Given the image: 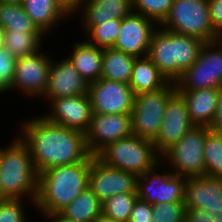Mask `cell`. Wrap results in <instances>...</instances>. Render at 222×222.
Masks as SVG:
<instances>
[{"label":"cell","instance_id":"6da1fadb","mask_svg":"<svg viewBox=\"0 0 222 222\" xmlns=\"http://www.w3.org/2000/svg\"><path fill=\"white\" fill-rule=\"evenodd\" d=\"M19 124V136L28 145L37 174L53 167L90 162L85 133L36 116ZM22 129V130H21Z\"/></svg>","mask_w":222,"mask_h":222},{"label":"cell","instance_id":"7a4b0ae2","mask_svg":"<svg viewBox=\"0 0 222 222\" xmlns=\"http://www.w3.org/2000/svg\"><path fill=\"white\" fill-rule=\"evenodd\" d=\"M90 162L50 168L38 174L35 210L41 216L61 212L88 188Z\"/></svg>","mask_w":222,"mask_h":222},{"label":"cell","instance_id":"3957f363","mask_svg":"<svg viewBox=\"0 0 222 222\" xmlns=\"http://www.w3.org/2000/svg\"><path fill=\"white\" fill-rule=\"evenodd\" d=\"M205 41L168 31L160 25L153 31L148 57L169 82H176L198 59Z\"/></svg>","mask_w":222,"mask_h":222},{"label":"cell","instance_id":"277c9868","mask_svg":"<svg viewBox=\"0 0 222 222\" xmlns=\"http://www.w3.org/2000/svg\"><path fill=\"white\" fill-rule=\"evenodd\" d=\"M12 141L7 147L0 148L3 192L9 199H29L32 202L30 205L35 207L38 174L33 165L30 149L19 135Z\"/></svg>","mask_w":222,"mask_h":222},{"label":"cell","instance_id":"5b68a950","mask_svg":"<svg viewBox=\"0 0 222 222\" xmlns=\"http://www.w3.org/2000/svg\"><path fill=\"white\" fill-rule=\"evenodd\" d=\"M96 157L107 166L137 176L143 175L161 162V156L153 142L133 134L108 144Z\"/></svg>","mask_w":222,"mask_h":222},{"label":"cell","instance_id":"8992f818","mask_svg":"<svg viewBox=\"0 0 222 222\" xmlns=\"http://www.w3.org/2000/svg\"><path fill=\"white\" fill-rule=\"evenodd\" d=\"M160 26L205 42L221 38L211 23L208 0H173L170 13Z\"/></svg>","mask_w":222,"mask_h":222},{"label":"cell","instance_id":"52a82bcc","mask_svg":"<svg viewBox=\"0 0 222 222\" xmlns=\"http://www.w3.org/2000/svg\"><path fill=\"white\" fill-rule=\"evenodd\" d=\"M209 131L207 126H194L161 156V162L165 167L168 164L167 169L174 174L185 178L206 175L204 144Z\"/></svg>","mask_w":222,"mask_h":222},{"label":"cell","instance_id":"ba28073f","mask_svg":"<svg viewBox=\"0 0 222 222\" xmlns=\"http://www.w3.org/2000/svg\"><path fill=\"white\" fill-rule=\"evenodd\" d=\"M177 91L176 84L152 92L134 95L131 115L132 134L154 141L160 131L168 99Z\"/></svg>","mask_w":222,"mask_h":222},{"label":"cell","instance_id":"9c48e42d","mask_svg":"<svg viewBox=\"0 0 222 222\" xmlns=\"http://www.w3.org/2000/svg\"><path fill=\"white\" fill-rule=\"evenodd\" d=\"M175 84L177 90L222 88V37L205 42L198 59Z\"/></svg>","mask_w":222,"mask_h":222},{"label":"cell","instance_id":"30bf717a","mask_svg":"<svg viewBox=\"0 0 222 222\" xmlns=\"http://www.w3.org/2000/svg\"><path fill=\"white\" fill-rule=\"evenodd\" d=\"M164 168V163L159 162L153 169L138 176L136 191L138 198L150 205L183 203L184 185L187 178Z\"/></svg>","mask_w":222,"mask_h":222},{"label":"cell","instance_id":"8fae6325","mask_svg":"<svg viewBox=\"0 0 222 222\" xmlns=\"http://www.w3.org/2000/svg\"><path fill=\"white\" fill-rule=\"evenodd\" d=\"M43 49L16 59L14 79L8 92L18 91L25 98L27 96L28 100L33 97L39 100L42 98L47 89L48 74L53 60L48 51Z\"/></svg>","mask_w":222,"mask_h":222},{"label":"cell","instance_id":"7c38bea8","mask_svg":"<svg viewBox=\"0 0 222 222\" xmlns=\"http://www.w3.org/2000/svg\"><path fill=\"white\" fill-rule=\"evenodd\" d=\"M137 178L136 174L107 166L94 156L91 159L88 188L103 203L115 195L137 193Z\"/></svg>","mask_w":222,"mask_h":222},{"label":"cell","instance_id":"4fadbf2b","mask_svg":"<svg viewBox=\"0 0 222 222\" xmlns=\"http://www.w3.org/2000/svg\"><path fill=\"white\" fill-rule=\"evenodd\" d=\"M92 113L130 114L134 93L129 84L99 78L89 84Z\"/></svg>","mask_w":222,"mask_h":222},{"label":"cell","instance_id":"5bb4252c","mask_svg":"<svg viewBox=\"0 0 222 222\" xmlns=\"http://www.w3.org/2000/svg\"><path fill=\"white\" fill-rule=\"evenodd\" d=\"M183 204L186 209H202L214 220L222 222V178L202 175L187 178Z\"/></svg>","mask_w":222,"mask_h":222},{"label":"cell","instance_id":"9a60e30c","mask_svg":"<svg viewBox=\"0 0 222 222\" xmlns=\"http://www.w3.org/2000/svg\"><path fill=\"white\" fill-rule=\"evenodd\" d=\"M194 126L185 99L176 91L168 99L160 131L153 141L157 153L162 156Z\"/></svg>","mask_w":222,"mask_h":222},{"label":"cell","instance_id":"2e32d148","mask_svg":"<svg viewBox=\"0 0 222 222\" xmlns=\"http://www.w3.org/2000/svg\"><path fill=\"white\" fill-rule=\"evenodd\" d=\"M132 135L130 114L92 113L90 127L85 133L86 145L91 155L96 156L112 142Z\"/></svg>","mask_w":222,"mask_h":222},{"label":"cell","instance_id":"e0dca14e","mask_svg":"<svg viewBox=\"0 0 222 222\" xmlns=\"http://www.w3.org/2000/svg\"><path fill=\"white\" fill-rule=\"evenodd\" d=\"M50 104L47 121L86 133L90 127L92 106L89 94L45 100Z\"/></svg>","mask_w":222,"mask_h":222},{"label":"cell","instance_id":"ac0fdd59","mask_svg":"<svg viewBox=\"0 0 222 222\" xmlns=\"http://www.w3.org/2000/svg\"><path fill=\"white\" fill-rule=\"evenodd\" d=\"M158 25L151 19L132 12L121 19L113 49L138 57L148 56L151 36Z\"/></svg>","mask_w":222,"mask_h":222},{"label":"cell","instance_id":"d6986e66","mask_svg":"<svg viewBox=\"0 0 222 222\" xmlns=\"http://www.w3.org/2000/svg\"><path fill=\"white\" fill-rule=\"evenodd\" d=\"M54 60L48 74L47 89L42 96L44 100L87 94L89 83L74 68L70 60L66 56L58 62Z\"/></svg>","mask_w":222,"mask_h":222},{"label":"cell","instance_id":"ffe728a7","mask_svg":"<svg viewBox=\"0 0 222 222\" xmlns=\"http://www.w3.org/2000/svg\"><path fill=\"white\" fill-rule=\"evenodd\" d=\"M132 12V0H82L80 6L73 12L72 18L80 13L79 23L82 25L83 33L86 34L95 25L112 19H122Z\"/></svg>","mask_w":222,"mask_h":222},{"label":"cell","instance_id":"44dd1931","mask_svg":"<svg viewBox=\"0 0 222 222\" xmlns=\"http://www.w3.org/2000/svg\"><path fill=\"white\" fill-rule=\"evenodd\" d=\"M185 99L188 114L195 126H207L214 119L220 88L177 90Z\"/></svg>","mask_w":222,"mask_h":222},{"label":"cell","instance_id":"7402d4cb","mask_svg":"<svg viewBox=\"0 0 222 222\" xmlns=\"http://www.w3.org/2000/svg\"><path fill=\"white\" fill-rule=\"evenodd\" d=\"M22 5L32 22L47 37L63 19L72 18V14L59 0H24Z\"/></svg>","mask_w":222,"mask_h":222},{"label":"cell","instance_id":"603a6c76","mask_svg":"<svg viewBox=\"0 0 222 222\" xmlns=\"http://www.w3.org/2000/svg\"><path fill=\"white\" fill-rule=\"evenodd\" d=\"M72 52L67 58L74 68L87 81L92 83L101 78L103 49L86 40L72 43Z\"/></svg>","mask_w":222,"mask_h":222},{"label":"cell","instance_id":"cb8c5ba5","mask_svg":"<svg viewBox=\"0 0 222 222\" xmlns=\"http://www.w3.org/2000/svg\"><path fill=\"white\" fill-rule=\"evenodd\" d=\"M168 83L167 78L148 56L135 59L129 83L134 95L157 91Z\"/></svg>","mask_w":222,"mask_h":222},{"label":"cell","instance_id":"d4e9b609","mask_svg":"<svg viewBox=\"0 0 222 222\" xmlns=\"http://www.w3.org/2000/svg\"><path fill=\"white\" fill-rule=\"evenodd\" d=\"M135 59L113 48L103 49L101 78L129 84Z\"/></svg>","mask_w":222,"mask_h":222},{"label":"cell","instance_id":"484cf974","mask_svg":"<svg viewBox=\"0 0 222 222\" xmlns=\"http://www.w3.org/2000/svg\"><path fill=\"white\" fill-rule=\"evenodd\" d=\"M46 35L42 31L5 30V46L16 59L34 54L43 47Z\"/></svg>","mask_w":222,"mask_h":222},{"label":"cell","instance_id":"4316f807","mask_svg":"<svg viewBox=\"0 0 222 222\" xmlns=\"http://www.w3.org/2000/svg\"><path fill=\"white\" fill-rule=\"evenodd\" d=\"M102 207L103 203L87 188L59 213L77 222H92L102 214Z\"/></svg>","mask_w":222,"mask_h":222},{"label":"cell","instance_id":"83f0119b","mask_svg":"<svg viewBox=\"0 0 222 222\" xmlns=\"http://www.w3.org/2000/svg\"><path fill=\"white\" fill-rule=\"evenodd\" d=\"M0 26L4 30L41 31L25 12L23 5L0 2Z\"/></svg>","mask_w":222,"mask_h":222},{"label":"cell","instance_id":"f1b7e54d","mask_svg":"<svg viewBox=\"0 0 222 222\" xmlns=\"http://www.w3.org/2000/svg\"><path fill=\"white\" fill-rule=\"evenodd\" d=\"M206 175L222 178V133L209 131L204 144Z\"/></svg>","mask_w":222,"mask_h":222},{"label":"cell","instance_id":"f546056e","mask_svg":"<svg viewBox=\"0 0 222 222\" xmlns=\"http://www.w3.org/2000/svg\"><path fill=\"white\" fill-rule=\"evenodd\" d=\"M137 193L115 195L103 202L102 213L114 222H129Z\"/></svg>","mask_w":222,"mask_h":222},{"label":"cell","instance_id":"4dcf8cb0","mask_svg":"<svg viewBox=\"0 0 222 222\" xmlns=\"http://www.w3.org/2000/svg\"><path fill=\"white\" fill-rule=\"evenodd\" d=\"M121 26V19L108 20L93 26L86 34V41L98 48H113Z\"/></svg>","mask_w":222,"mask_h":222},{"label":"cell","instance_id":"1f68e13d","mask_svg":"<svg viewBox=\"0 0 222 222\" xmlns=\"http://www.w3.org/2000/svg\"><path fill=\"white\" fill-rule=\"evenodd\" d=\"M133 12L161 25L170 13L173 0H132Z\"/></svg>","mask_w":222,"mask_h":222},{"label":"cell","instance_id":"d6a6232c","mask_svg":"<svg viewBox=\"0 0 222 222\" xmlns=\"http://www.w3.org/2000/svg\"><path fill=\"white\" fill-rule=\"evenodd\" d=\"M153 222H185L186 208L183 203L152 205Z\"/></svg>","mask_w":222,"mask_h":222},{"label":"cell","instance_id":"836d02e7","mask_svg":"<svg viewBox=\"0 0 222 222\" xmlns=\"http://www.w3.org/2000/svg\"><path fill=\"white\" fill-rule=\"evenodd\" d=\"M25 199H6L0 201V222H28Z\"/></svg>","mask_w":222,"mask_h":222},{"label":"cell","instance_id":"e575fe53","mask_svg":"<svg viewBox=\"0 0 222 222\" xmlns=\"http://www.w3.org/2000/svg\"><path fill=\"white\" fill-rule=\"evenodd\" d=\"M16 58L5 48L0 49V94L11 88L15 74Z\"/></svg>","mask_w":222,"mask_h":222},{"label":"cell","instance_id":"d590c367","mask_svg":"<svg viewBox=\"0 0 222 222\" xmlns=\"http://www.w3.org/2000/svg\"><path fill=\"white\" fill-rule=\"evenodd\" d=\"M129 222H153L152 205L137 197L132 207Z\"/></svg>","mask_w":222,"mask_h":222},{"label":"cell","instance_id":"8d00e7d4","mask_svg":"<svg viewBox=\"0 0 222 222\" xmlns=\"http://www.w3.org/2000/svg\"><path fill=\"white\" fill-rule=\"evenodd\" d=\"M208 4L213 28L222 37V0H208Z\"/></svg>","mask_w":222,"mask_h":222},{"label":"cell","instance_id":"74e56055","mask_svg":"<svg viewBox=\"0 0 222 222\" xmlns=\"http://www.w3.org/2000/svg\"><path fill=\"white\" fill-rule=\"evenodd\" d=\"M209 129L213 132L222 133V88H220L214 119Z\"/></svg>","mask_w":222,"mask_h":222},{"label":"cell","instance_id":"f35d334b","mask_svg":"<svg viewBox=\"0 0 222 222\" xmlns=\"http://www.w3.org/2000/svg\"><path fill=\"white\" fill-rule=\"evenodd\" d=\"M185 222H210V216L202 209H186Z\"/></svg>","mask_w":222,"mask_h":222},{"label":"cell","instance_id":"ab89813d","mask_svg":"<svg viewBox=\"0 0 222 222\" xmlns=\"http://www.w3.org/2000/svg\"><path fill=\"white\" fill-rule=\"evenodd\" d=\"M65 8L73 14V12L80 6L82 0H59Z\"/></svg>","mask_w":222,"mask_h":222},{"label":"cell","instance_id":"60d3db41","mask_svg":"<svg viewBox=\"0 0 222 222\" xmlns=\"http://www.w3.org/2000/svg\"><path fill=\"white\" fill-rule=\"evenodd\" d=\"M49 222H77L62 216L60 213L43 216Z\"/></svg>","mask_w":222,"mask_h":222},{"label":"cell","instance_id":"b9f144b4","mask_svg":"<svg viewBox=\"0 0 222 222\" xmlns=\"http://www.w3.org/2000/svg\"><path fill=\"white\" fill-rule=\"evenodd\" d=\"M92 222H114L109 217L105 216L103 213L97 216Z\"/></svg>","mask_w":222,"mask_h":222},{"label":"cell","instance_id":"7bdbcfd3","mask_svg":"<svg viewBox=\"0 0 222 222\" xmlns=\"http://www.w3.org/2000/svg\"><path fill=\"white\" fill-rule=\"evenodd\" d=\"M5 46V30L0 26V49Z\"/></svg>","mask_w":222,"mask_h":222},{"label":"cell","instance_id":"ee69618b","mask_svg":"<svg viewBox=\"0 0 222 222\" xmlns=\"http://www.w3.org/2000/svg\"><path fill=\"white\" fill-rule=\"evenodd\" d=\"M1 168H0V201L9 199L3 192V186H2V182H1Z\"/></svg>","mask_w":222,"mask_h":222},{"label":"cell","instance_id":"f6af8a7d","mask_svg":"<svg viewBox=\"0 0 222 222\" xmlns=\"http://www.w3.org/2000/svg\"><path fill=\"white\" fill-rule=\"evenodd\" d=\"M0 2L22 5L24 0H0Z\"/></svg>","mask_w":222,"mask_h":222},{"label":"cell","instance_id":"bcb514c9","mask_svg":"<svg viewBox=\"0 0 222 222\" xmlns=\"http://www.w3.org/2000/svg\"><path fill=\"white\" fill-rule=\"evenodd\" d=\"M210 222H219V221H217L216 219H212L211 217H210Z\"/></svg>","mask_w":222,"mask_h":222}]
</instances>
